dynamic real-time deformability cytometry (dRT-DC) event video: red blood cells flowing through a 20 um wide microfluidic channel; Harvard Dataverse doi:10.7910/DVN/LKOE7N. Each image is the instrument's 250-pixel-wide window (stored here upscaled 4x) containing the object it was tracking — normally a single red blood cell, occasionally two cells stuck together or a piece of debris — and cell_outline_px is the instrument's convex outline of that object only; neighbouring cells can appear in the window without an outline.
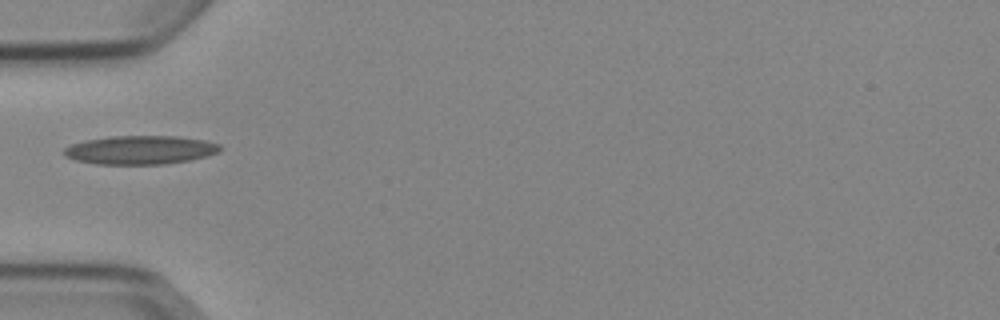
{"species": "Egyptian fruit bat (a non-hibernating species)", "species_latin": "Rousettus aegyptiacus", "temperature_condition": "cold", "stored_images_in_passage": 2, "camera_frame_rate_fps": 3000, "um_per_image_px": 0.085, "animal": {"sex": "female"}, "frame": {"image": 1, "passage_image": 1, "time_ms": 0.0, "image_size_px": [1000, 320], "cell_outline_px": [[220, 152], [208, 156], [192, 160], [164, 164], [96, 164], [76, 160], [64, 156], [64, 148], [72, 144], [84, 140], [112, 136], [176, 136], [204, 140], [220, 144]], "centroid_in_image_um": [11.94, 12.75], "position_along_channel_um": 73.1, "area_um2": 26.18}}
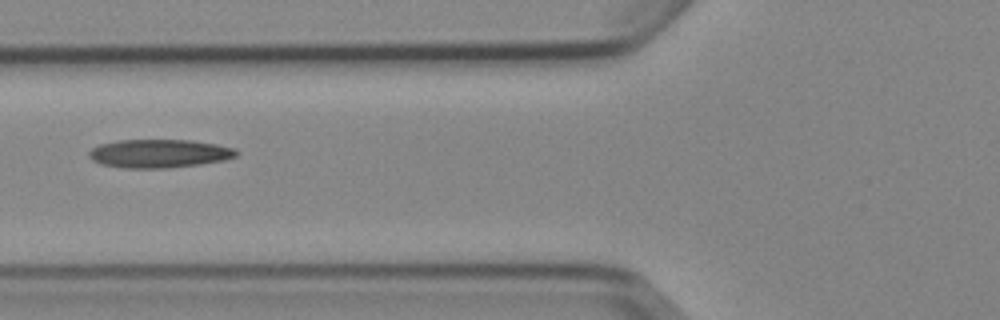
{"frame": {"image": 2, "passage_image": 2, "time_ms": 1.0, "image_size_px": [1000, 320], "cell_outline_px": [[240, 152], [236, 156], [224, 160], [200, 164], [168, 168], [120, 168], [100, 164], [92, 160], [88, 156], [88, 152], [92, 148], [100, 144], [120, 140], [188, 140], [216, 144], [236, 148]], "centroid_in_image_um": [13.52, 13.05], "position_along_channel_um": 112.3, "area_um2": 24.57}}